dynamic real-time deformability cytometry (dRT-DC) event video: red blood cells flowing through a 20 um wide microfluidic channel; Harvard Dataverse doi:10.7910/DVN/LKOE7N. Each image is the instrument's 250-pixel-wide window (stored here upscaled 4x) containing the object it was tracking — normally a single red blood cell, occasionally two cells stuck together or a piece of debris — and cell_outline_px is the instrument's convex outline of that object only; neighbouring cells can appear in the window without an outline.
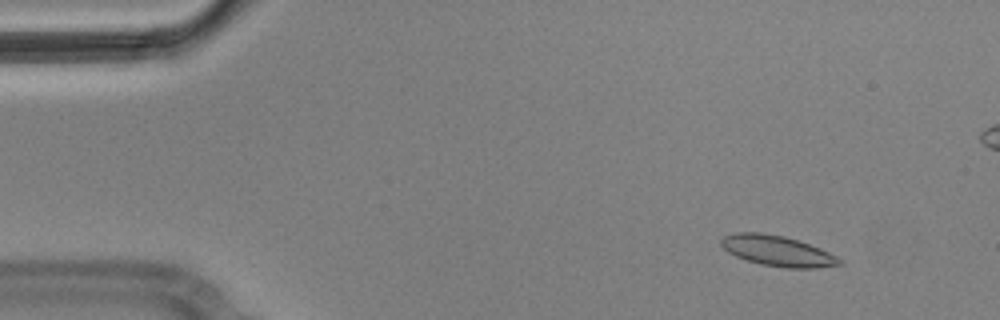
{"species": "Egyptian fruit bat (a non-hibernating species)", "species_latin": "Rousettus aegyptiacus", "temperature_condition": "cold", "stored_images_in_passage": 7, "camera_frame_rate_fps": 3000, "um_per_image_px": 0.085, "animal": {"sex": "male"}, "frame": {"image": 1, "passage_image": 2, "time_ms": 0.333, "image_size_px": [1000, 320], "cell_outline_px": [[844, 264], [816, 268], [784, 268], [760, 264], [736, 256], [728, 252], [720, 244], [720, 240], [724, 236], [736, 232], [760, 232], [784, 236], [820, 248], [844, 260]], "centroid_in_image_um": [66.09, 21.33], "position_along_channel_um": 18.9, "area_um2": 21.04}}